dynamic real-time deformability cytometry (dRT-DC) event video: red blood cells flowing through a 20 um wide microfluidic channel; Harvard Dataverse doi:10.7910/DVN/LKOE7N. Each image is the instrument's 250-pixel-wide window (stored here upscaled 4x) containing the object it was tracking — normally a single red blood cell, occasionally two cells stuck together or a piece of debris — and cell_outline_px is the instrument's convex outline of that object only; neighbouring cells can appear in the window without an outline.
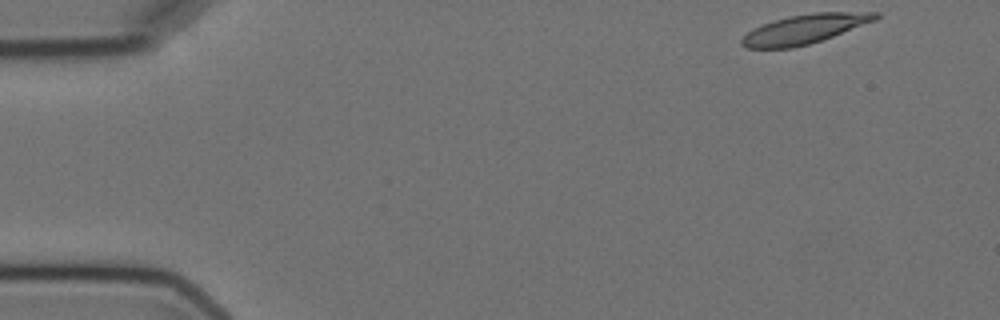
{"species": "Egyptian fruit bat (a non-hibernating species)", "species_latin": "Rousettus aegyptiacus", "temperature_condition": "cold", "stored_images_in_passage": 14, "camera_frame_rate_fps": 3000, "um_per_image_px": 0.085, "animal": {"sex": "female"}, "frame": {"image": 1, "passage_image": 1, "time_ms": 0.0, "image_size_px": [1000, 320], "cell_outline_px": [[880, 16], [876, 20], [832, 36], [808, 44], [792, 48], [748, 48], [740, 44], [740, 40], [752, 28], [788, 16], [812, 12], [880, 12]], "centroid_in_image_um": [68.39, 2.46], "position_along_channel_um": 16.6, "area_um2": 22.6}}
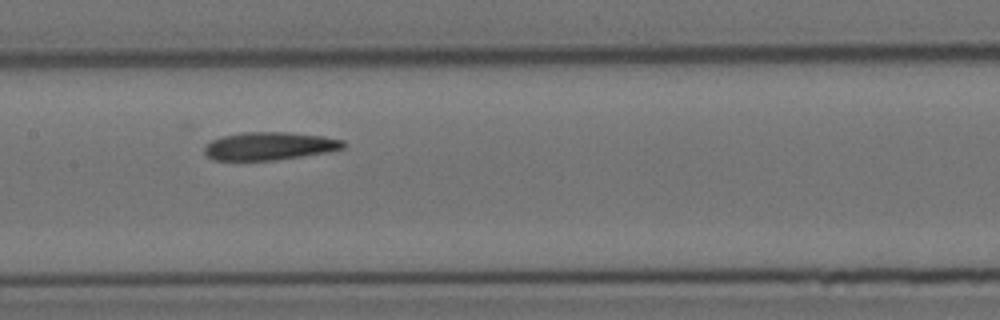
{"frame": {"image": 2, "passage_image": 7, "time_ms": 7.667, "image_size_px": [1000, 320], "cell_outline_px": [[344, 148], [328, 152], [276, 160], [212, 160], [204, 152], [204, 144], [212, 140], [224, 136], [244, 132], [288, 132], [324, 136], [344, 140]], "centroid_in_image_um": [22.9, 12.41], "position_along_channel_um": 184.5, "area_um2": 22.66}}
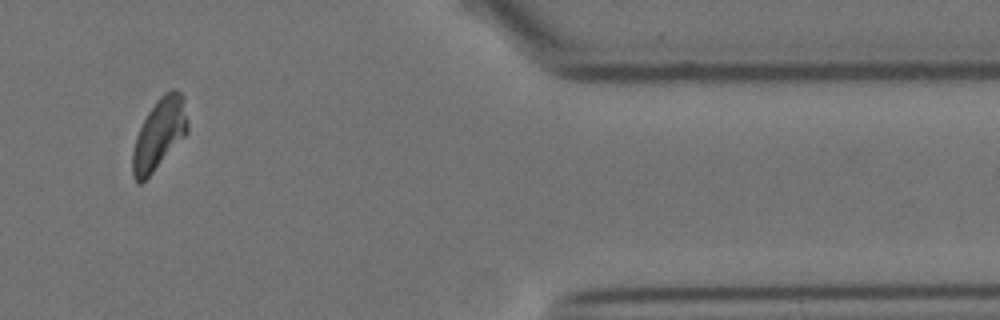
{"frame": {"image": 3, "passage_image": 12, "time_ms": 14.667, "image_size_px": [1000, 320], "cell_outline_px": [[188, 132], [152, 172], [140, 184], [136, 184], [132, 176], [132, 152], [136, 136], [148, 112], [156, 100], [164, 92], [172, 88], [176, 88], [184, 96], [188, 124]], "centroid_in_image_um": [13.53, 11.36], "position_along_channel_um": 397.9, "area_um2": 22.66}, "authors_computed_cell_mechanics": {"area_um2": 22.6576, "velocity_mm_per_s": 3.5501, "shape_relaxation_time_tau1_ms": 7.0517, "shape_relaxation_time_tau2_ms": 9.1519, "deformation_change_tau1": 0.1445, "deformation_change_tau2": 0.172}}